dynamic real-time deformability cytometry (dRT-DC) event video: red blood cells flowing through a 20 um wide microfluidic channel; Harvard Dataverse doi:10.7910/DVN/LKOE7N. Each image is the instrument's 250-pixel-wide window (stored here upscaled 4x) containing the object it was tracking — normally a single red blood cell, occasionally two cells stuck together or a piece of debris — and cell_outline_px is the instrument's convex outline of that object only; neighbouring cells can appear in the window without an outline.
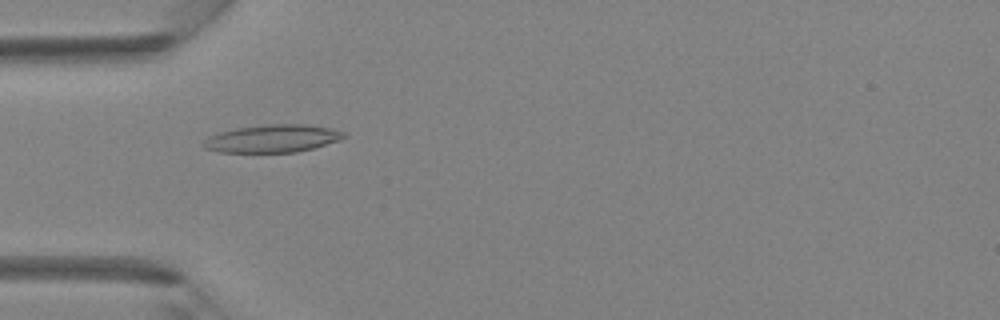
{"species": "Egyptian fruit bat (a non-hibernating species)", "species_latin": "Rousettus aegyptiacus", "temperature_condition": "room temperature", "stored_images_in_passage": 31, "camera_frame_rate_fps": 3000, "um_per_image_px": 0.085, "animal": {"sex": "female"}, "frame": {"image": 1, "passage_image": 1, "time_ms": 0.0, "image_size_px": [1000, 320], "cell_outline_px": [[348, 136], [340, 140], [312, 148], [296, 152], [220, 152], [204, 148], [200, 144], [208, 136], [220, 132], [236, 128], [264, 124], [308, 124], [332, 128], [344, 132]], "centroid_in_image_um": [23.16, 11.77], "position_along_channel_um": 61.8, "area_um2": 22.83}}
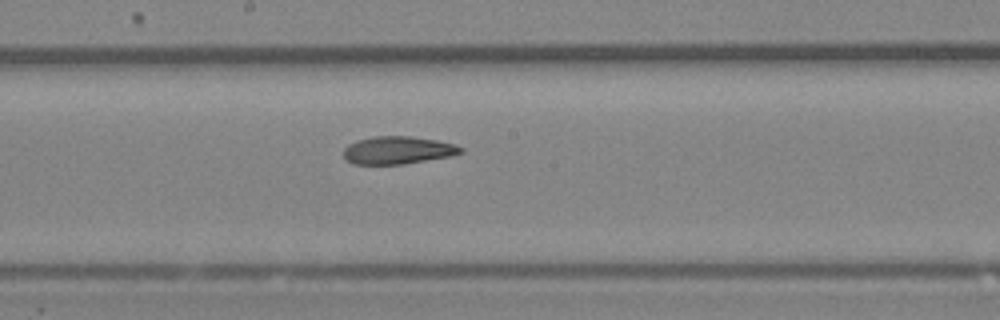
{"frame": {"image": 2, "passage_image": 11, "time_ms": 3.333, "image_size_px": [1000, 320], "cell_outline_px": [[464, 152], [452, 156], [404, 164], [352, 164], [344, 160], [344, 148], [348, 144], [356, 140], [372, 136], [412, 136], [436, 140], [456, 144], [464, 148]], "centroid_in_image_um": [33.82, 12.76], "position_along_channel_um": 214.4, "area_um2": 19.25}}
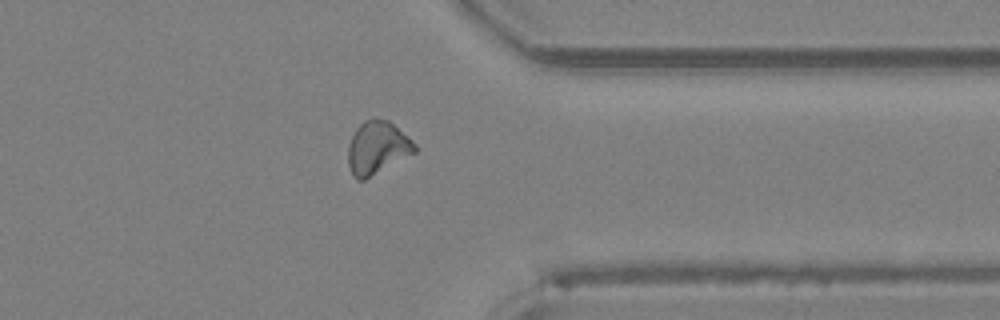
{"frame": {"image": 3, "passage_image": 22, "time_ms": 7.0, "image_size_px": [1000, 320], "cell_outline_px": [[416, 152], [364, 180], [356, 180], [352, 176], [348, 164], [348, 144], [356, 128], [364, 120], [372, 116], [388, 120], [412, 140], [416, 144]], "centroid_in_image_um": [32.04, 12.55], "position_along_channel_um": 379.4, "area_um2": 20.69}}